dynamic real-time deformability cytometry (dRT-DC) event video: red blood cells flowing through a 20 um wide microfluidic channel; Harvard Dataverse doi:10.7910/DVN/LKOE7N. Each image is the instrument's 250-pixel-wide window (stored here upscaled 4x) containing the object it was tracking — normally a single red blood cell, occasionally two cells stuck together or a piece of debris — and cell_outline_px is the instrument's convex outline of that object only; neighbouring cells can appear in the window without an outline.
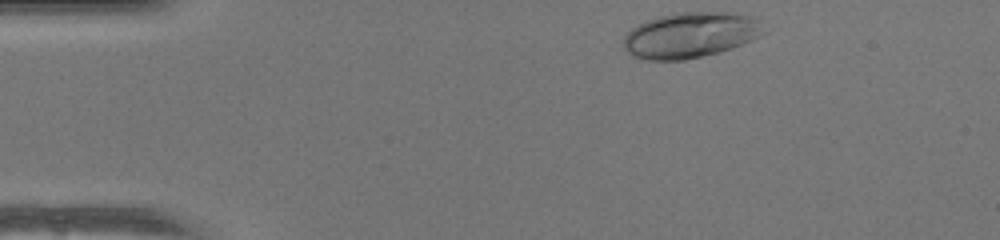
{"species": "human", "species_latin": "Homo sapiens", "temperature_condition": "warm", "stored_images_in_passage": 35, "camera_frame_rate_fps": 3000, "um_per_image_px": 0.085, "donor": {"sex": "female"}, "frame": {"image": 1, "passage_image": 1, "time_ms": 0.0, "image_size_px": [1000, 240], "cell_outline_px": [[760, 36], [752, 40], [720, 52], [684, 60], [648, 60], [632, 56], [624, 48], [624, 36], [636, 24], [660, 16], [676, 12], [736, 12], [748, 16], [756, 20]], "centroid_in_image_um": [58.59, 2.98], "position_along_channel_um": 26.4, "area_um2": 36.76}}
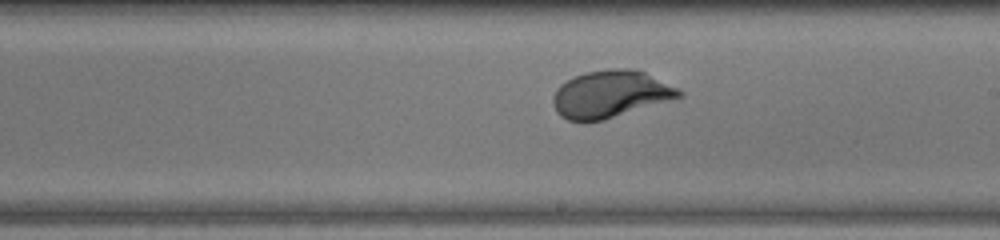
{"frame": {"image": 2, "passage_image": 22, "time_ms": 7.0, "image_size_px": [1000, 240], "cell_outline_px": [[684, 96], [604, 120], [568, 120], [560, 116], [556, 112], [552, 104], [552, 96], [556, 88], [560, 84], [584, 72], [608, 68], [628, 68], [644, 72], [680, 88], [684, 92]], "centroid_in_image_um": [51.89, 7.99], "position_along_channel_um": 237.1, "area_um2": 34.74}}
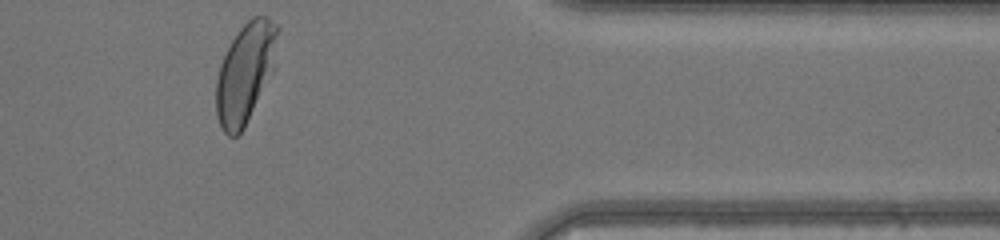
{"frame": {"image": 3, "passage_image": 35, "time_ms": 11.333, "image_size_px": [1000, 240], "cell_outline_px": [[280, 28], [272, 72], [244, 128], [236, 136], [228, 136], [220, 128], [216, 116], [216, 80], [220, 64], [232, 40], [240, 28], [252, 16], [268, 16]], "centroid_in_image_um": [20.84, 6.18], "position_along_channel_um": 390.6, "area_um2": 35.55}, "authors_computed_cell_mechanics": {"area_um2": 34.5066, "velocity_mm_per_s": 4.0578, "shape_relaxation_time_tau1_ms": 2.6684, "shape_relaxation_time_tau2_ms": null, "deformation_change_tau1": 0.1853, "deformation_change_tau2": null}}